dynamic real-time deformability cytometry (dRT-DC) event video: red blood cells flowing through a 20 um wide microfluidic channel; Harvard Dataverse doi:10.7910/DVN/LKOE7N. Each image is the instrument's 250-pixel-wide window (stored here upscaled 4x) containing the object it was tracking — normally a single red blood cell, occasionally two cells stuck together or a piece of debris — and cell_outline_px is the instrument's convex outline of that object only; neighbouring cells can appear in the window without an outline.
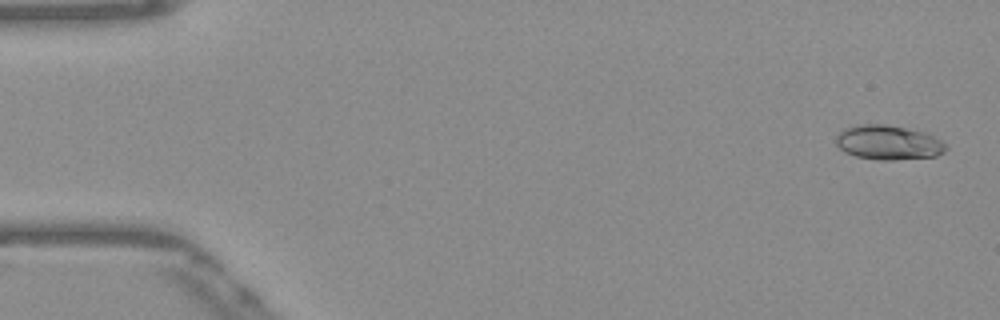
{"species": "Egyptian fruit bat (a non-hibernating species)", "species_latin": "Rousettus aegyptiacus", "temperature_condition": "warm", "stored_images_in_passage": 52, "camera_frame_rate_fps": 3000, "um_per_image_px": 0.085, "frame": {"image": 1, "passage_image": 2, "time_ms": 0.333, "image_size_px": [1000, 320], "cell_outline_px": [[948, 148], [944, 152], [936, 156], [896, 160], [880, 160], [856, 156], [844, 152], [836, 144], [836, 136], [840, 132], [848, 128], [864, 124], [884, 124], [924, 132], [940, 140]], "centroid_in_image_um": [75.51, 12.13], "position_along_channel_um": 9.5, "area_um2": 21.79}}
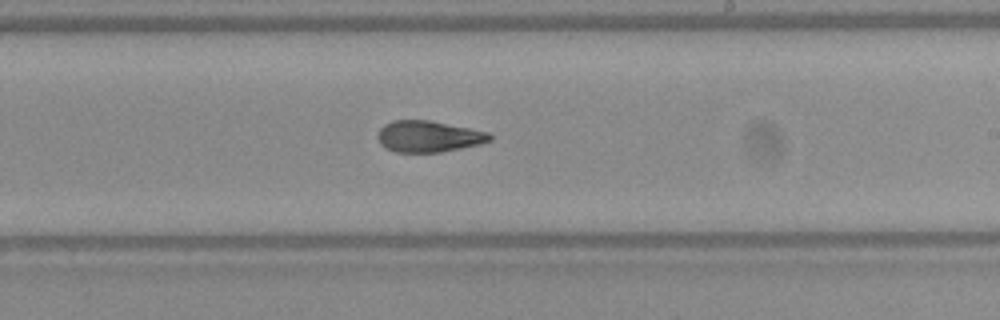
{"frame": {"image": 2, "passage_image": 31, "time_ms": 10.0, "image_size_px": [1000, 320], "cell_outline_px": [[492, 140], [480, 144], [440, 152], [396, 152], [380, 144], [376, 136], [380, 128], [384, 124], [392, 120], [428, 120], [488, 132], [492, 136]], "centroid_in_image_um": [36.4, 11.59], "position_along_channel_um": 252.6, "area_um2": 20.35}}
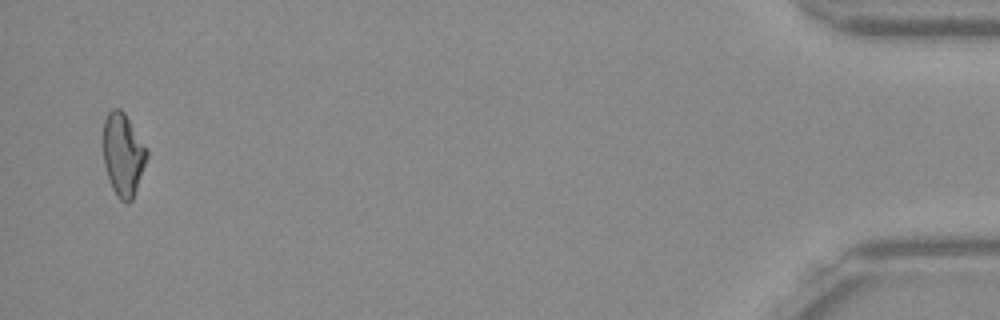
{"frame": {"image": 3, "passage_image": 51, "time_ms": 16.667, "image_size_px": [1000, 320], "cell_outline_px": [[148, 156], [132, 200], [128, 204], [120, 200], [112, 188], [104, 164], [104, 120], [108, 112], [112, 108], [120, 108], [124, 112], [148, 148]], "centroid_in_image_um": [10.48, 13.12], "position_along_channel_um": 424.7, "area_um2": 20.98}, "authors_computed_cell_mechanics": {"area_um2": 20.9814, "velocity_mm_per_s": 3.8816, "shape_relaxation_time_tau1_ms": 8.8872, "shape_relaxation_time_tau2_ms": 2.9881, "deformation_change_tau1": 0.2281, "deformation_change_tau2": 0.0914}}